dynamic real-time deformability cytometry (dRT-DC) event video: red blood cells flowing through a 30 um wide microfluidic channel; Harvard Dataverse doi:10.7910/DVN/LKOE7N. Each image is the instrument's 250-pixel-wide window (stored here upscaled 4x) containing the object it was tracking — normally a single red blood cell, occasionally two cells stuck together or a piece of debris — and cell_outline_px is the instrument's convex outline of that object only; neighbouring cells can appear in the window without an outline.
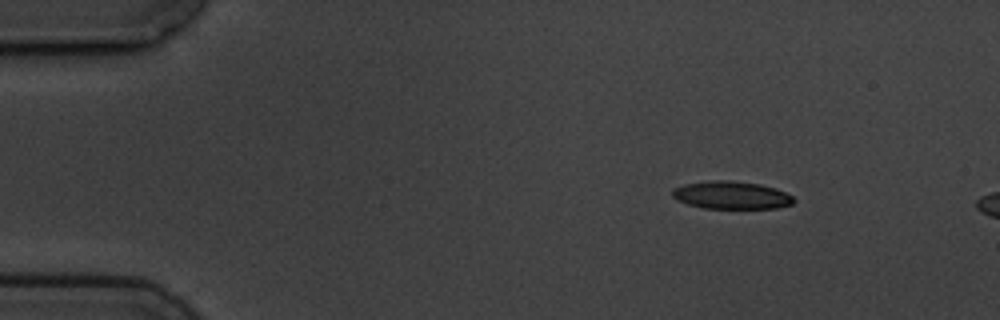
{"species": "common noctule bat (a hibernating species)", "species_latin": "Nyctalus noctula", "temperature_condition": "cold", "stored_images_in_passage": 4, "camera_frame_rate_fps": 3000, "um_per_image_px": 0.085, "animal": {"sex": "male", "body_mass_g": 19.5, "forearm_length_mm": 54.6}, "frame": {"image": 1, "passage_image": 2, "time_ms": 1.0, "image_size_px": [1000, 320], "cell_outline_px": [[796, 200], [792, 204], [776, 208], [704, 208], [688, 204], [676, 200], [672, 196], [672, 188], [684, 184], [712, 180], [732, 180], [760, 184], [776, 188], [792, 196]], "centroid_in_image_um": [62.15, 16.58], "position_along_channel_um": 22.8, "area_um2": 19.71}}